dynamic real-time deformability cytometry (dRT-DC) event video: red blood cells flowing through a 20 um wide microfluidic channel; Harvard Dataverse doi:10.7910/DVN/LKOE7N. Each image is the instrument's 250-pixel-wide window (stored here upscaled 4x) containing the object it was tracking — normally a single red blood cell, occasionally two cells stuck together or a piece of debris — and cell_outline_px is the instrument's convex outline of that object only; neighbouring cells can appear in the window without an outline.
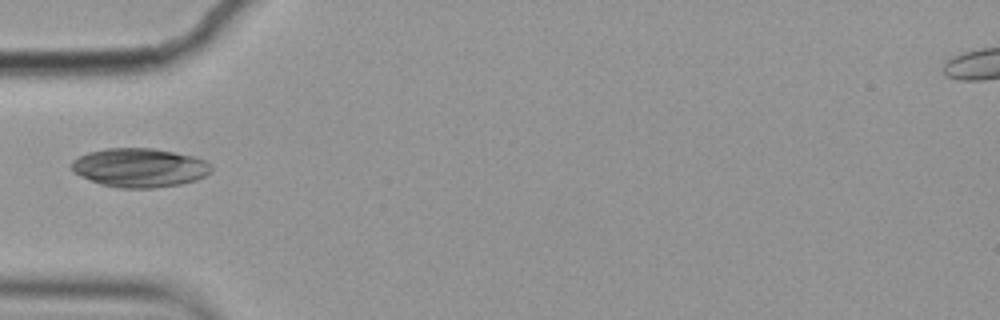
{"species": "common noctule bat (a hibernating species)", "species_latin": "Nyctalus noctula", "temperature_condition": "cold", "stored_images_in_passage": 2, "camera_frame_rate_fps": 3000, "um_per_image_px": 0.085, "animal": {"sex": "female", "body_mass_g": 19.9}, "frame": {"image": 1, "passage_image": 2, "time_ms": 0.333, "image_size_px": [1000, 320], "cell_outline_px": [[212, 172], [196, 180], [180, 184], [152, 188], [120, 188], [100, 184], [72, 172], [72, 160], [88, 152], [104, 148], [152, 148], [192, 156], [204, 160], [212, 164]], "centroid_in_image_um": [11.86, 14.25], "position_along_channel_um": 73.1, "area_um2": 31.67}}